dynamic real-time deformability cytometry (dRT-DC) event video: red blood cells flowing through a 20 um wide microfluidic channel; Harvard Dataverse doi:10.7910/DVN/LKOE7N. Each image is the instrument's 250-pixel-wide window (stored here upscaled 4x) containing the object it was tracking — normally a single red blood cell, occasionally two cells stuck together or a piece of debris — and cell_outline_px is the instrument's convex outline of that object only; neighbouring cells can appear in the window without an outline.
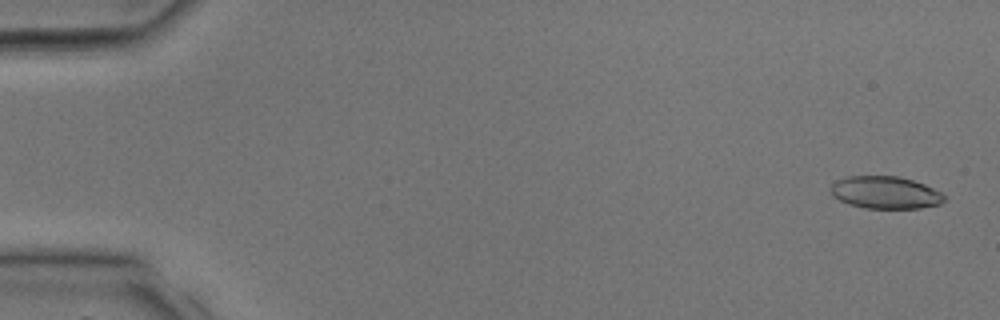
{"species": "common noctule bat (a hibernating species)", "species_latin": "Nyctalus noctula", "temperature_condition": "room temperature", "stored_images_in_passage": 16, "camera_frame_rate_fps": 3000, "um_per_image_px": 0.085, "animal": {"sex": "male", "body_mass_g": 17.9, "forearm_length_mm": 54.2}, "frame": {"image": 1, "passage_image": 2, "time_ms": 0.333, "image_size_px": [1000, 320], "cell_outline_px": [[948, 196], [940, 204], [920, 208], [864, 208], [848, 204], [832, 196], [832, 184], [836, 180], [848, 176], [900, 176], [924, 184]], "centroid_in_image_um": [75.26, 16.36], "position_along_channel_um": 9.7, "area_um2": 21.44}}
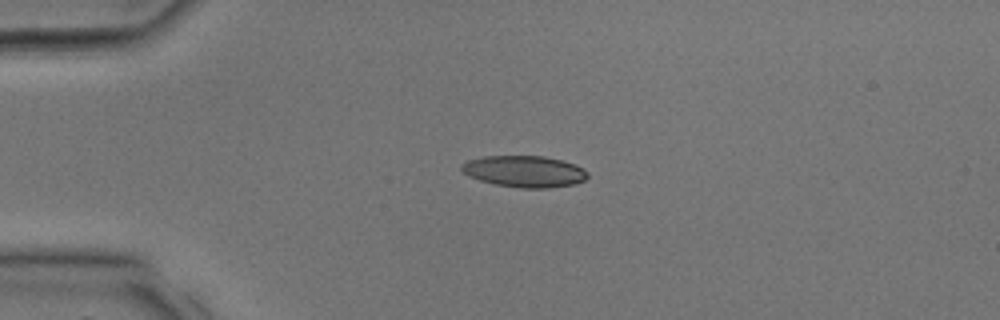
{"frame": {"image": 2, "passage_image": 9, "time_ms": 2.667, "image_size_px": [1000, 320], "cell_outline_px": [[588, 176], [584, 180], [576, 184], [548, 188], [520, 188], [496, 184], [480, 180], [468, 176], [460, 168], [460, 164], [468, 160], [484, 156], [544, 156], [576, 164], [588, 172]], "centroid_in_image_um": [44.58, 14.57], "position_along_channel_um": 40.4, "area_um2": 23.18}}
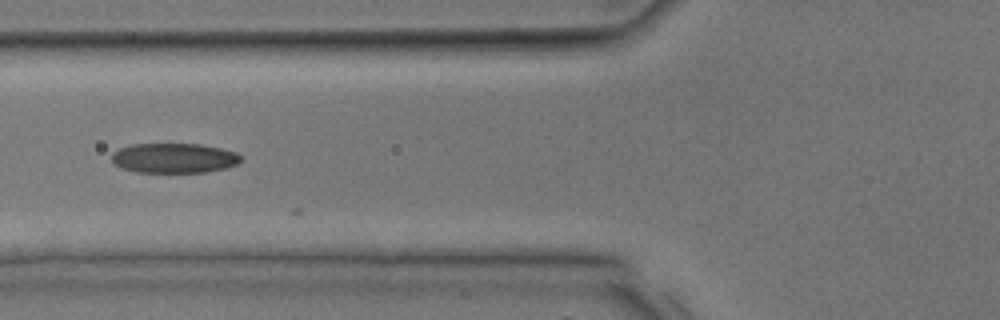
{"frame": {"image": 3, "passage_image": 14, "time_ms": 4.333, "image_size_px": [1000, 320], "cell_outline_px": [[240, 160], [236, 164], [224, 168], [204, 172], [136, 172], [112, 164], [112, 152], [120, 148], [132, 144], [200, 144], [220, 148], [236, 152], [240, 156]], "centroid_in_image_um": [14.75, 13.43], "position_along_channel_um": 111.0, "area_um2": 22.31}}